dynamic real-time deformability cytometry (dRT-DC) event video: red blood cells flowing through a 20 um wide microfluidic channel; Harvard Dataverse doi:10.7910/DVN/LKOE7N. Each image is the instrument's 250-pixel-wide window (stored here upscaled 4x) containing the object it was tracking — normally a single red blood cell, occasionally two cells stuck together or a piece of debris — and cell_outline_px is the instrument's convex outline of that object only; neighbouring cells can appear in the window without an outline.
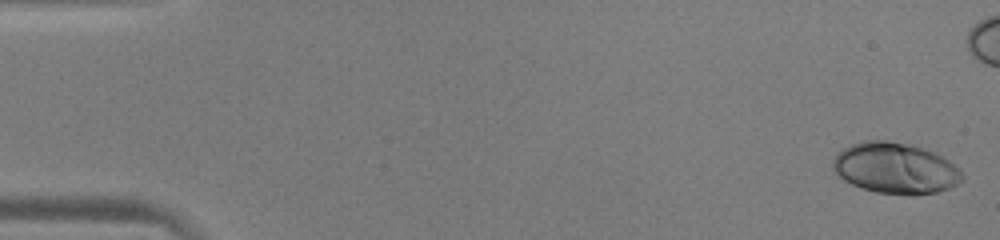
{"species": "human", "species_latin": "Homo sapiens", "temperature_condition": "warm", "stored_images_in_passage": 52, "camera_frame_rate_fps": 3000, "um_per_image_px": 0.085, "donor": {"sex": "male"}, "frame": {"image": 1, "passage_image": 1, "time_ms": 0.0, "image_size_px": [1000, 240], "cell_outline_px": [[964, 180], [948, 188], [936, 192], [912, 196], [876, 192], [860, 188], [844, 180], [832, 168], [832, 160], [844, 148], [852, 144], [864, 140], [888, 140], [920, 148], [932, 152], [948, 160], [964, 176]], "centroid_in_image_um": [76.08, 14.32], "position_along_channel_um": 8.9, "area_um2": 38.03}}
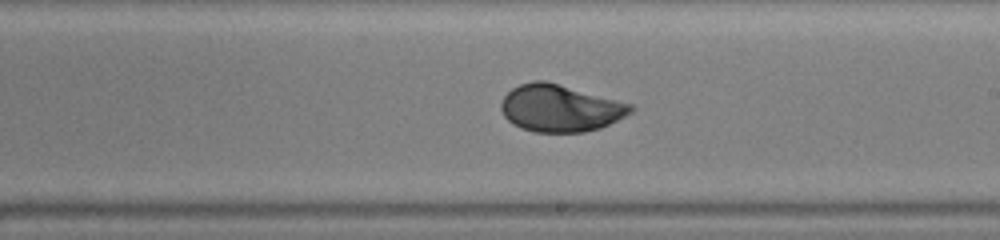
{"frame": {"image": 2, "passage_image": 30, "time_ms": 9.667, "image_size_px": [1000, 240], "cell_outline_px": [[636, 108], [632, 112], [600, 128], [584, 132], [536, 132], [520, 128], [512, 124], [504, 116], [500, 108], [500, 104], [504, 96], [512, 88], [520, 84], [532, 80], [544, 80], [632, 104]], "centroid_in_image_um": [47.58, 9.2], "position_along_channel_um": 241.4, "area_um2": 35.43}}
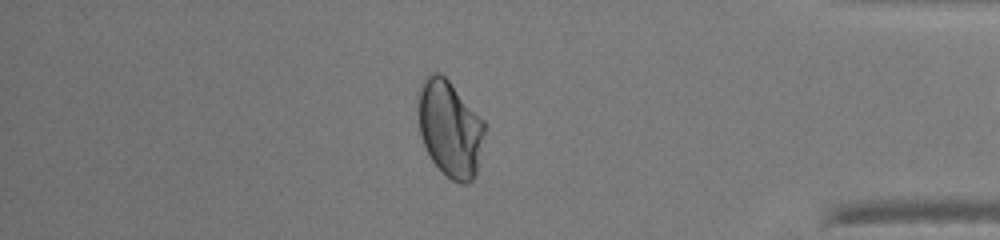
{"frame": {"image": 3, "passage_image": 44, "time_ms": 14.333, "image_size_px": [1000, 240], "cell_outline_px": [[488, 128], [476, 176], [468, 184], [460, 184], [452, 180], [432, 160], [424, 144], [420, 132], [416, 100], [420, 84], [424, 76], [428, 72], [440, 72], [448, 80], [488, 124]], "centroid_in_image_um": [38.27, 10.9], "position_along_channel_um": 396.9, "area_um2": 38.21}, "authors_computed_cell_mechanics": {"area_um2": 35.7204, "velocity_mm_per_s": 4.0044, "shape_relaxation_time_tau1_ms": 4.2129, "shape_relaxation_time_tau2_ms": null, "deformation_change_tau1": 0.1787, "deformation_change_tau2": null}}